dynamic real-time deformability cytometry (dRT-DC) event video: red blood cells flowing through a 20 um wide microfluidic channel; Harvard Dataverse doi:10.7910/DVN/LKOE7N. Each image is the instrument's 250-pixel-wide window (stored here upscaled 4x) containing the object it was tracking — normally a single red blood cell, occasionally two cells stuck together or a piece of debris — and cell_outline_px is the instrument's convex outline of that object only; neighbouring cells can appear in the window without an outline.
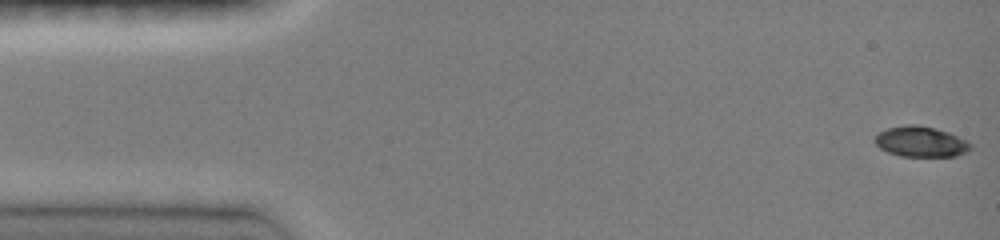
{"species": "common noctule bat (a hibernating species)", "species_latin": "Nyctalus noctula", "temperature_condition": "room temperature", "stored_images_in_passage": 33, "camera_frame_rate_fps": 3000, "um_per_image_px": 0.085, "animal": {"sex": "female", "body_mass_g": 19.0, "forearm_length_mm": 51.5}, "frame": {"image": 1, "passage_image": 1, "time_ms": 0.0, "image_size_px": [1000, 240], "cell_outline_px": [[972, 148], [968, 152], [956, 156], [900, 156], [888, 152], [880, 148], [872, 140], [880, 132], [888, 128], [904, 124], [916, 124], [948, 132], [968, 140], [972, 144]], "centroid_in_image_um": [78.29, 12.04], "position_along_channel_um": 6.7, "area_um2": 17.11}}
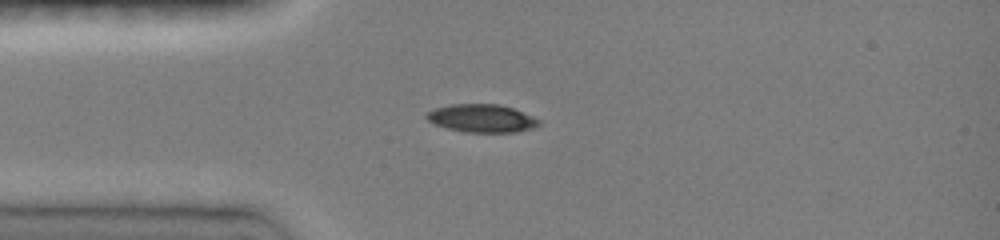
{"frame": {"image": 2, "passage_image": 17, "time_ms": 3.667, "image_size_px": [1000, 240], "cell_outline_px": [[540, 124], [532, 128], [516, 132], [464, 132], [448, 128], [436, 124], [428, 120], [424, 116], [428, 112], [436, 108], [452, 104], [500, 104], [512, 108], [532, 116], [540, 120]], "centroid_in_image_um": [40.96, 10.05], "position_along_channel_um": 44.0, "area_um2": 18.15}}
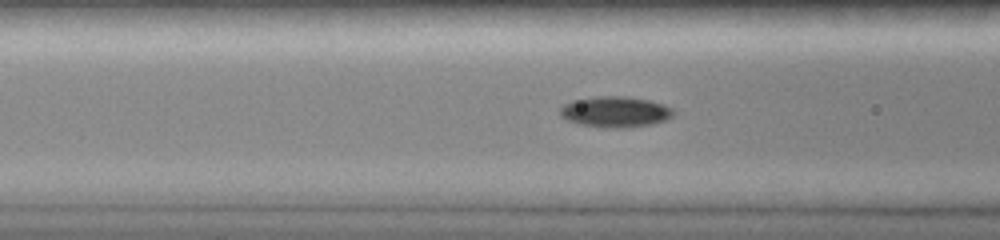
{"frame": {"image": 3, "passage_image": 25, "time_ms": 5.667, "image_size_px": [1000, 240], "cell_outline_px": [[676, 112], [668, 120], [652, 124], [624, 128], [604, 128], [580, 124], [568, 120], [560, 116], [560, 108], [564, 104], [572, 100], [596, 96], [624, 96], [648, 100], [664, 104], [672, 108]], "centroid_in_image_um": [52.32, 9.51], "position_along_channel_um": 114.3, "area_um2": 20.58}}